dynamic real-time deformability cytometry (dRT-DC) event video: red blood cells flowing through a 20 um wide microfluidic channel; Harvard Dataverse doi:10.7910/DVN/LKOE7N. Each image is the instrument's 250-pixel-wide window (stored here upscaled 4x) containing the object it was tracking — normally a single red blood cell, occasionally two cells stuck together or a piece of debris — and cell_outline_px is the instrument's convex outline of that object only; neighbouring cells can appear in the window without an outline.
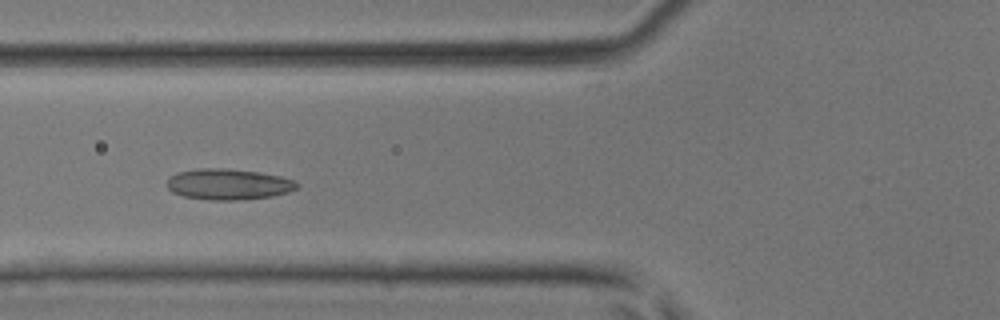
{"species": "common noctule bat (a hibernating species)", "species_latin": "Nyctalus noctula", "temperature_condition": "room temperature", "stored_images_in_passage": 43, "camera_frame_rate_fps": 3000, "um_per_image_px": 0.085, "animal": {"sex": "male", "body_mass_g": 17.9, "forearm_length_mm": 54.2}, "frame": {"image": 1, "passage_image": 16, "time_ms": 5.0, "image_size_px": [1000, 320], "cell_outline_px": [[300, 184], [296, 188], [288, 192], [272, 196], [240, 200], [208, 200], [184, 196], [172, 192], [168, 188], [168, 180], [176, 172], [196, 168], [224, 168], [260, 172], [280, 176], [296, 180]], "centroid_in_image_um": [19.43, 15.65], "position_along_channel_um": 106.4, "area_um2": 23.52}}
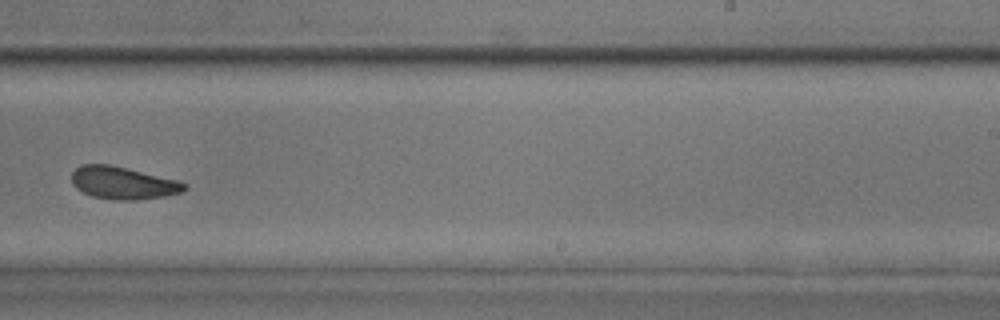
{"frame": {"image": 2, "passage_image": 27, "time_ms": 8.667, "image_size_px": [1000, 320], "cell_outline_px": [[188, 188], [180, 192], [164, 196], [136, 200], [112, 200], [92, 196], [76, 188], [72, 184], [72, 172], [80, 164], [108, 164], [176, 180], [188, 184]], "centroid_in_image_um": [10.42, 15.55], "position_along_channel_um": 278.6, "area_um2": 21.15}}
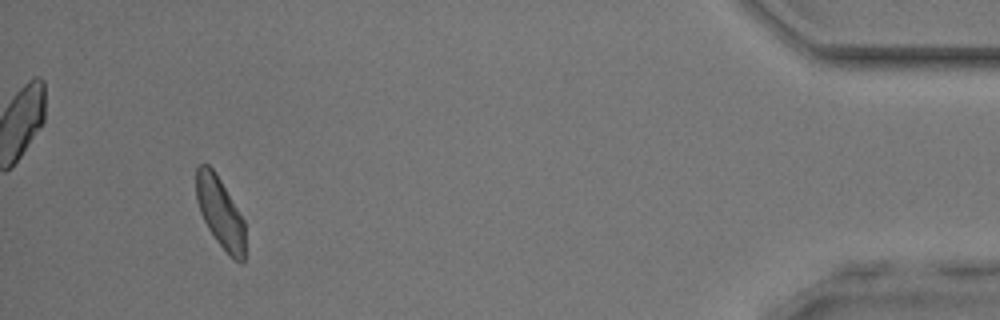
{"frame": {"image": 3, "passage_image": 40, "time_ms": 13.0, "image_size_px": [1000, 320], "cell_outline_px": [[244, 264], [240, 264], [232, 260], [228, 256], [216, 240], [208, 228], [200, 212], [196, 200], [196, 168], [200, 164], [208, 164], [212, 168], [220, 180], [244, 220]], "centroid_in_image_um": [18.71, 18.12], "position_along_channel_um": 416.5, "area_um2": 20.11}}